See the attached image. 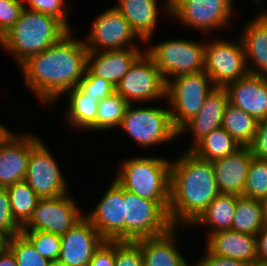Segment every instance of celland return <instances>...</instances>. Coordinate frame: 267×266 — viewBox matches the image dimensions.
Instances as JSON below:
<instances>
[{"label":"cell","mask_w":267,"mask_h":266,"mask_svg":"<svg viewBox=\"0 0 267 266\" xmlns=\"http://www.w3.org/2000/svg\"><path fill=\"white\" fill-rule=\"evenodd\" d=\"M180 152L170 163L168 214L173 227L185 230L191 227L220 192L212 163L197 157L190 150Z\"/></svg>","instance_id":"cell-2"},{"label":"cell","mask_w":267,"mask_h":266,"mask_svg":"<svg viewBox=\"0 0 267 266\" xmlns=\"http://www.w3.org/2000/svg\"><path fill=\"white\" fill-rule=\"evenodd\" d=\"M257 124L258 120L253 116L228 103L223 114L221 127L241 147H249L253 143Z\"/></svg>","instance_id":"cell-28"},{"label":"cell","mask_w":267,"mask_h":266,"mask_svg":"<svg viewBox=\"0 0 267 266\" xmlns=\"http://www.w3.org/2000/svg\"><path fill=\"white\" fill-rule=\"evenodd\" d=\"M70 30L57 18L24 8L19 19L0 38L19 67L30 57L49 49Z\"/></svg>","instance_id":"cell-3"},{"label":"cell","mask_w":267,"mask_h":266,"mask_svg":"<svg viewBox=\"0 0 267 266\" xmlns=\"http://www.w3.org/2000/svg\"><path fill=\"white\" fill-rule=\"evenodd\" d=\"M258 13L244 24L239 38L248 73L267 77V12L263 8Z\"/></svg>","instance_id":"cell-20"},{"label":"cell","mask_w":267,"mask_h":266,"mask_svg":"<svg viewBox=\"0 0 267 266\" xmlns=\"http://www.w3.org/2000/svg\"><path fill=\"white\" fill-rule=\"evenodd\" d=\"M13 131L10 130L6 125L0 122V144L12 133Z\"/></svg>","instance_id":"cell-46"},{"label":"cell","mask_w":267,"mask_h":266,"mask_svg":"<svg viewBox=\"0 0 267 266\" xmlns=\"http://www.w3.org/2000/svg\"><path fill=\"white\" fill-rule=\"evenodd\" d=\"M21 234L46 259L58 260L61 249V236L44 231H21Z\"/></svg>","instance_id":"cell-35"},{"label":"cell","mask_w":267,"mask_h":266,"mask_svg":"<svg viewBox=\"0 0 267 266\" xmlns=\"http://www.w3.org/2000/svg\"><path fill=\"white\" fill-rule=\"evenodd\" d=\"M229 103L256 120H267V77L247 73L225 87Z\"/></svg>","instance_id":"cell-18"},{"label":"cell","mask_w":267,"mask_h":266,"mask_svg":"<svg viewBox=\"0 0 267 266\" xmlns=\"http://www.w3.org/2000/svg\"><path fill=\"white\" fill-rule=\"evenodd\" d=\"M104 241L98 230L84 216L61 236L58 260L66 266H89L95 251Z\"/></svg>","instance_id":"cell-17"},{"label":"cell","mask_w":267,"mask_h":266,"mask_svg":"<svg viewBox=\"0 0 267 266\" xmlns=\"http://www.w3.org/2000/svg\"><path fill=\"white\" fill-rule=\"evenodd\" d=\"M239 148L241 146L221 127L212 130L190 151L203 160L213 162L235 153Z\"/></svg>","instance_id":"cell-30"},{"label":"cell","mask_w":267,"mask_h":266,"mask_svg":"<svg viewBox=\"0 0 267 266\" xmlns=\"http://www.w3.org/2000/svg\"><path fill=\"white\" fill-rule=\"evenodd\" d=\"M78 88L86 94L92 96L94 100H103L115 92V87L101 77L94 76L86 69L83 79L80 81Z\"/></svg>","instance_id":"cell-37"},{"label":"cell","mask_w":267,"mask_h":266,"mask_svg":"<svg viewBox=\"0 0 267 266\" xmlns=\"http://www.w3.org/2000/svg\"><path fill=\"white\" fill-rule=\"evenodd\" d=\"M91 24L90 31L83 39L89 52L139 48L141 45L137 43H144L114 6L99 13Z\"/></svg>","instance_id":"cell-12"},{"label":"cell","mask_w":267,"mask_h":266,"mask_svg":"<svg viewBox=\"0 0 267 266\" xmlns=\"http://www.w3.org/2000/svg\"><path fill=\"white\" fill-rule=\"evenodd\" d=\"M205 254L194 262L192 266H246V263L233 258L220 257L210 253L207 249Z\"/></svg>","instance_id":"cell-43"},{"label":"cell","mask_w":267,"mask_h":266,"mask_svg":"<svg viewBox=\"0 0 267 266\" xmlns=\"http://www.w3.org/2000/svg\"><path fill=\"white\" fill-rule=\"evenodd\" d=\"M49 266H66V265L59 260H53L49 263Z\"/></svg>","instance_id":"cell-48"},{"label":"cell","mask_w":267,"mask_h":266,"mask_svg":"<svg viewBox=\"0 0 267 266\" xmlns=\"http://www.w3.org/2000/svg\"><path fill=\"white\" fill-rule=\"evenodd\" d=\"M233 5V0H170V16L210 37L211 32L229 28Z\"/></svg>","instance_id":"cell-9"},{"label":"cell","mask_w":267,"mask_h":266,"mask_svg":"<svg viewBox=\"0 0 267 266\" xmlns=\"http://www.w3.org/2000/svg\"><path fill=\"white\" fill-rule=\"evenodd\" d=\"M228 103L229 98L225 88L216 87L207 96L200 111L177 131L179 138L187 134L186 132L191 133L192 141L184 150H191L212 130L221 128Z\"/></svg>","instance_id":"cell-19"},{"label":"cell","mask_w":267,"mask_h":266,"mask_svg":"<svg viewBox=\"0 0 267 266\" xmlns=\"http://www.w3.org/2000/svg\"><path fill=\"white\" fill-rule=\"evenodd\" d=\"M253 157L250 147H241L235 153L211 162L220 194L243 195Z\"/></svg>","instance_id":"cell-21"},{"label":"cell","mask_w":267,"mask_h":266,"mask_svg":"<svg viewBox=\"0 0 267 266\" xmlns=\"http://www.w3.org/2000/svg\"><path fill=\"white\" fill-rule=\"evenodd\" d=\"M89 266H115V241L105 240L95 251Z\"/></svg>","instance_id":"cell-42"},{"label":"cell","mask_w":267,"mask_h":266,"mask_svg":"<svg viewBox=\"0 0 267 266\" xmlns=\"http://www.w3.org/2000/svg\"><path fill=\"white\" fill-rule=\"evenodd\" d=\"M146 40L145 52L152 58L165 81L183 74L204 71L205 42L178 38L152 44ZM147 46V47H146Z\"/></svg>","instance_id":"cell-6"},{"label":"cell","mask_w":267,"mask_h":266,"mask_svg":"<svg viewBox=\"0 0 267 266\" xmlns=\"http://www.w3.org/2000/svg\"><path fill=\"white\" fill-rule=\"evenodd\" d=\"M145 106L128 104L119 128L143 149L177 141L169 106Z\"/></svg>","instance_id":"cell-5"},{"label":"cell","mask_w":267,"mask_h":266,"mask_svg":"<svg viewBox=\"0 0 267 266\" xmlns=\"http://www.w3.org/2000/svg\"><path fill=\"white\" fill-rule=\"evenodd\" d=\"M215 88L205 71L183 74L167 81L165 101L177 131L200 111Z\"/></svg>","instance_id":"cell-7"},{"label":"cell","mask_w":267,"mask_h":266,"mask_svg":"<svg viewBox=\"0 0 267 266\" xmlns=\"http://www.w3.org/2000/svg\"><path fill=\"white\" fill-rule=\"evenodd\" d=\"M265 228L260 200L237 195L231 230L256 236Z\"/></svg>","instance_id":"cell-29"},{"label":"cell","mask_w":267,"mask_h":266,"mask_svg":"<svg viewBox=\"0 0 267 266\" xmlns=\"http://www.w3.org/2000/svg\"><path fill=\"white\" fill-rule=\"evenodd\" d=\"M84 213L70 192L41 198L22 231H44L62 236L84 217Z\"/></svg>","instance_id":"cell-13"},{"label":"cell","mask_w":267,"mask_h":266,"mask_svg":"<svg viewBox=\"0 0 267 266\" xmlns=\"http://www.w3.org/2000/svg\"><path fill=\"white\" fill-rule=\"evenodd\" d=\"M40 140L36 133L13 131L0 144V187L25 180L32 148Z\"/></svg>","instance_id":"cell-16"},{"label":"cell","mask_w":267,"mask_h":266,"mask_svg":"<svg viewBox=\"0 0 267 266\" xmlns=\"http://www.w3.org/2000/svg\"><path fill=\"white\" fill-rule=\"evenodd\" d=\"M42 140L32 148L25 181L40 198H54L69 193L67 177Z\"/></svg>","instance_id":"cell-14"},{"label":"cell","mask_w":267,"mask_h":266,"mask_svg":"<svg viewBox=\"0 0 267 266\" xmlns=\"http://www.w3.org/2000/svg\"><path fill=\"white\" fill-rule=\"evenodd\" d=\"M177 230L180 227H172L167 233L157 237L135 241L141 248L144 266H192L182 255V251H179Z\"/></svg>","instance_id":"cell-24"},{"label":"cell","mask_w":267,"mask_h":266,"mask_svg":"<svg viewBox=\"0 0 267 266\" xmlns=\"http://www.w3.org/2000/svg\"><path fill=\"white\" fill-rule=\"evenodd\" d=\"M236 202L235 194H219L191 226L206 227L207 237L217 231L231 230Z\"/></svg>","instance_id":"cell-27"},{"label":"cell","mask_w":267,"mask_h":266,"mask_svg":"<svg viewBox=\"0 0 267 266\" xmlns=\"http://www.w3.org/2000/svg\"><path fill=\"white\" fill-rule=\"evenodd\" d=\"M66 0H23L24 8L47 14L59 19L69 30H72L70 26L68 9L66 10Z\"/></svg>","instance_id":"cell-36"},{"label":"cell","mask_w":267,"mask_h":266,"mask_svg":"<svg viewBox=\"0 0 267 266\" xmlns=\"http://www.w3.org/2000/svg\"><path fill=\"white\" fill-rule=\"evenodd\" d=\"M70 30L49 49L30 57L20 66L26 87L42 105H53L78 87L87 69L88 49L83 38Z\"/></svg>","instance_id":"cell-1"},{"label":"cell","mask_w":267,"mask_h":266,"mask_svg":"<svg viewBox=\"0 0 267 266\" xmlns=\"http://www.w3.org/2000/svg\"><path fill=\"white\" fill-rule=\"evenodd\" d=\"M128 103L116 92L100 100L97 110V132L119 128Z\"/></svg>","instance_id":"cell-32"},{"label":"cell","mask_w":267,"mask_h":266,"mask_svg":"<svg viewBox=\"0 0 267 266\" xmlns=\"http://www.w3.org/2000/svg\"><path fill=\"white\" fill-rule=\"evenodd\" d=\"M125 241L157 237L167 233L171 224L170 201H152L124 189Z\"/></svg>","instance_id":"cell-8"},{"label":"cell","mask_w":267,"mask_h":266,"mask_svg":"<svg viewBox=\"0 0 267 266\" xmlns=\"http://www.w3.org/2000/svg\"><path fill=\"white\" fill-rule=\"evenodd\" d=\"M262 205L263 223L267 227V197L260 200Z\"/></svg>","instance_id":"cell-47"},{"label":"cell","mask_w":267,"mask_h":266,"mask_svg":"<svg viewBox=\"0 0 267 266\" xmlns=\"http://www.w3.org/2000/svg\"><path fill=\"white\" fill-rule=\"evenodd\" d=\"M170 163L165 156L126 157L114 180L144 199L170 201Z\"/></svg>","instance_id":"cell-4"},{"label":"cell","mask_w":267,"mask_h":266,"mask_svg":"<svg viewBox=\"0 0 267 266\" xmlns=\"http://www.w3.org/2000/svg\"><path fill=\"white\" fill-rule=\"evenodd\" d=\"M0 266H18L14 254L6 245L0 250Z\"/></svg>","instance_id":"cell-45"},{"label":"cell","mask_w":267,"mask_h":266,"mask_svg":"<svg viewBox=\"0 0 267 266\" xmlns=\"http://www.w3.org/2000/svg\"><path fill=\"white\" fill-rule=\"evenodd\" d=\"M23 9V0H0V38L16 23Z\"/></svg>","instance_id":"cell-40"},{"label":"cell","mask_w":267,"mask_h":266,"mask_svg":"<svg viewBox=\"0 0 267 266\" xmlns=\"http://www.w3.org/2000/svg\"><path fill=\"white\" fill-rule=\"evenodd\" d=\"M6 245V239L0 235V250Z\"/></svg>","instance_id":"cell-50"},{"label":"cell","mask_w":267,"mask_h":266,"mask_svg":"<svg viewBox=\"0 0 267 266\" xmlns=\"http://www.w3.org/2000/svg\"><path fill=\"white\" fill-rule=\"evenodd\" d=\"M166 85L160 70L144 51L116 85L115 92L128 104H147L166 100Z\"/></svg>","instance_id":"cell-10"},{"label":"cell","mask_w":267,"mask_h":266,"mask_svg":"<svg viewBox=\"0 0 267 266\" xmlns=\"http://www.w3.org/2000/svg\"><path fill=\"white\" fill-rule=\"evenodd\" d=\"M236 38L231 41L215 37L205 42L204 71L215 87L225 88L248 73L242 42Z\"/></svg>","instance_id":"cell-11"},{"label":"cell","mask_w":267,"mask_h":266,"mask_svg":"<svg viewBox=\"0 0 267 266\" xmlns=\"http://www.w3.org/2000/svg\"><path fill=\"white\" fill-rule=\"evenodd\" d=\"M99 198L97 205L84 215L108 241H125L124 188L116 181Z\"/></svg>","instance_id":"cell-15"},{"label":"cell","mask_w":267,"mask_h":266,"mask_svg":"<svg viewBox=\"0 0 267 266\" xmlns=\"http://www.w3.org/2000/svg\"><path fill=\"white\" fill-rule=\"evenodd\" d=\"M22 227L13 218L9 196L5 187H0V235L6 240L21 234Z\"/></svg>","instance_id":"cell-38"},{"label":"cell","mask_w":267,"mask_h":266,"mask_svg":"<svg viewBox=\"0 0 267 266\" xmlns=\"http://www.w3.org/2000/svg\"><path fill=\"white\" fill-rule=\"evenodd\" d=\"M5 188L9 196L12 216L23 227L32 217L33 211L41 198L29 187L25 180Z\"/></svg>","instance_id":"cell-31"},{"label":"cell","mask_w":267,"mask_h":266,"mask_svg":"<svg viewBox=\"0 0 267 266\" xmlns=\"http://www.w3.org/2000/svg\"><path fill=\"white\" fill-rule=\"evenodd\" d=\"M257 261L267 263V227L256 235Z\"/></svg>","instance_id":"cell-44"},{"label":"cell","mask_w":267,"mask_h":266,"mask_svg":"<svg viewBox=\"0 0 267 266\" xmlns=\"http://www.w3.org/2000/svg\"><path fill=\"white\" fill-rule=\"evenodd\" d=\"M115 266H144L140 246L135 241H115Z\"/></svg>","instance_id":"cell-39"},{"label":"cell","mask_w":267,"mask_h":266,"mask_svg":"<svg viewBox=\"0 0 267 266\" xmlns=\"http://www.w3.org/2000/svg\"><path fill=\"white\" fill-rule=\"evenodd\" d=\"M246 266H267V263L256 261L253 263H248V264H246Z\"/></svg>","instance_id":"cell-49"},{"label":"cell","mask_w":267,"mask_h":266,"mask_svg":"<svg viewBox=\"0 0 267 266\" xmlns=\"http://www.w3.org/2000/svg\"><path fill=\"white\" fill-rule=\"evenodd\" d=\"M68 104L63 115L68 127L80 133L97 130V110L99 100L86 96L78 87L68 90L65 94ZM67 121V122H66ZM89 130V131H88Z\"/></svg>","instance_id":"cell-26"},{"label":"cell","mask_w":267,"mask_h":266,"mask_svg":"<svg viewBox=\"0 0 267 266\" xmlns=\"http://www.w3.org/2000/svg\"><path fill=\"white\" fill-rule=\"evenodd\" d=\"M158 0H117L113 5L130 23L132 29L145 42L152 40L159 24ZM163 8L170 14V0H164Z\"/></svg>","instance_id":"cell-25"},{"label":"cell","mask_w":267,"mask_h":266,"mask_svg":"<svg viewBox=\"0 0 267 266\" xmlns=\"http://www.w3.org/2000/svg\"><path fill=\"white\" fill-rule=\"evenodd\" d=\"M243 196L257 200L267 197V161L256 157L252 158Z\"/></svg>","instance_id":"cell-33"},{"label":"cell","mask_w":267,"mask_h":266,"mask_svg":"<svg viewBox=\"0 0 267 266\" xmlns=\"http://www.w3.org/2000/svg\"><path fill=\"white\" fill-rule=\"evenodd\" d=\"M205 248L210 253L240 260L246 264L257 261L256 236L222 230L205 237Z\"/></svg>","instance_id":"cell-23"},{"label":"cell","mask_w":267,"mask_h":266,"mask_svg":"<svg viewBox=\"0 0 267 266\" xmlns=\"http://www.w3.org/2000/svg\"><path fill=\"white\" fill-rule=\"evenodd\" d=\"M249 147L254 157L267 161V120L258 121L253 143Z\"/></svg>","instance_id":"cell-41"},{"label":"cell","mask_w":267,"mask_h":266,"mask_svg":"<svg viewBox=\"0 0 267 266\" xmlns=\"http://www.w3.org/2000/svg\"><path fill=\"white\" fill-rule=\"evenodd\" d=\"M6 246L14 254L18 266H49L51 262L43 257L22 234L6 240Z\"/></svg>","instance_id":"cell-34"},{"label":"cell","mask_w":267,"mask_h":266,"mask_svg":"<svg viewBox=\"0 0 267 266\" xmlns=\"http://www.w3.org/2000/svg\"><path fill=\"white\" fill-rule=\"evenodd\" d=\"M144 51L145 49L140 47L88 52L87 69L94 76L101 77L116 87Z\"/></svg>","instance_id":"cell-22"}]
</instances>
